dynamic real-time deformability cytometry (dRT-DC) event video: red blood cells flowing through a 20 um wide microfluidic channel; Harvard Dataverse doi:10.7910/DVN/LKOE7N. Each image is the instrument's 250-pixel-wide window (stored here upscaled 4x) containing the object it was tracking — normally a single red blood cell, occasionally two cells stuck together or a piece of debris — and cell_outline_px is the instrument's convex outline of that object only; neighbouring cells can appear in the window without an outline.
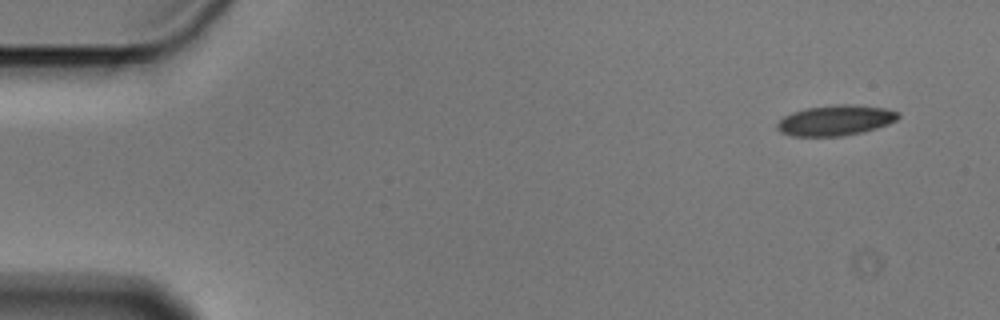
{"species": "Egyptian fruit bat (a non-hibernating species)", "species_latin": "Rousettus aegyptiacus", "temperature_condition": "cold", "stored_images_in_passage": 5, "camera_frame_rate_fps": 3000, "um_per_image_px": 0.085, "animal": {"sex": "male"}, "frame": {"image": 1, "passage_image": 1, "time_ms": 0.0, "image_size_px": [1000, 320], "cell_outline_px": [[900, 116], [896, 120], [888, 124], [876, 128], [860, 132], [840, 136], [792, 136], [780, 132], [776, 128], [776, 124], [784, 116], [792, 112], [804, 108], [836, 104], [848, 104], [884, 108], [900, 112]], "centroid_in_image_um": [70.99, 10.22], "position_along_channel_um": 14.0, "area_um2": 21.44}}
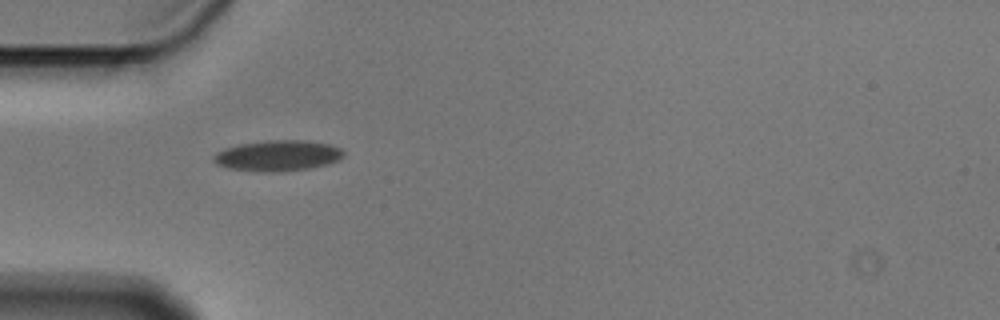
{"frame": {"image": 2, "passage_image": 4, "time_ms": 1.0, "image_size_px": [1000, 320], "cell_outline_px": [[344, 156], [340, 160], [328, 164], [308, 168], [280, 172], [264, 172], [228, 168], [216, 164], [212, 160], [212, 156], [216, 152], [224, 148], [240, 144], [268, 140], [304, 140], [328, 144], [340, 148], [344, 152]], "centroid_in_image_um": [23.59, 13.23], "position_along_channel_um": 61.4, "area_um2": 23.41}}
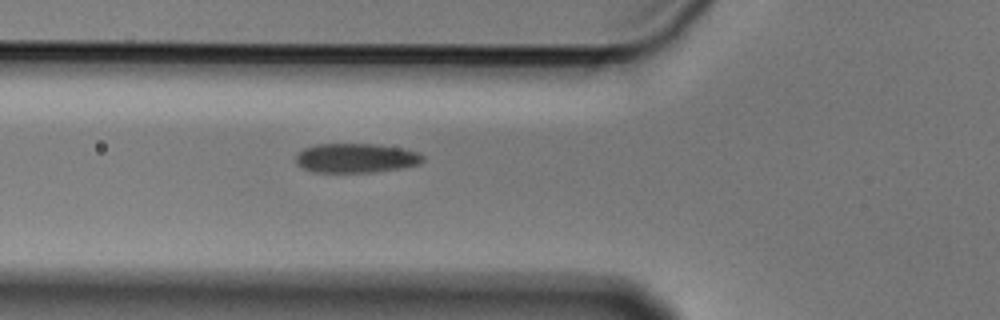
{"frame": {"image": 3, "passage_image": 5, "time_ms": 1.333, "image_size_px": [1000, 320], "cell_outline_px": [[424, 160], [420, 164], [400, 168], [372, 172], [312, 172], [300, 168], [296, 164], [296, 156], [304, 148], [316, 144], [376, 144], [400, 148], [420, 152], [424, 156]], "centroid_in_image_um": [30.25, 13.44], "position_along_channel_um": 95.6, "area_um2": 21.85}}